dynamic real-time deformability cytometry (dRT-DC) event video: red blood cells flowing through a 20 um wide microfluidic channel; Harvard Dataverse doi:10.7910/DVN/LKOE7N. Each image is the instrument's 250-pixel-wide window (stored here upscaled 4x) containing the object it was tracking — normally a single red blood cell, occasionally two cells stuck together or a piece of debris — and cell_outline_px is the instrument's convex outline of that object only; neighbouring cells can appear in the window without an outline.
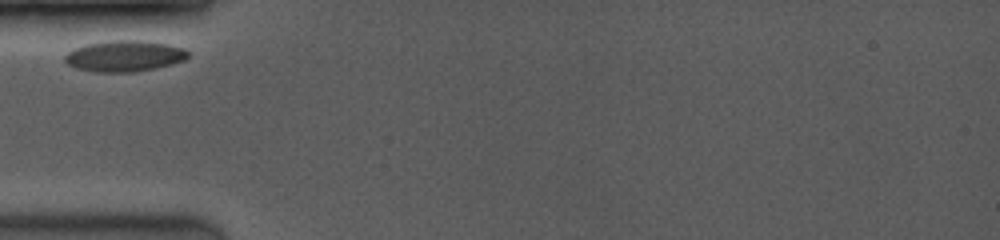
{"species": "common noctule bat (a hibernating species)", "species_latin": "Nyctalus noctula", "temperature_condition": "room temperature", "stored_images_in_passage": 19, "camera_frame_rate_fps": 3500, "um_per_image_px": 0.085, "animal": {"sex": "female", "body_mass_g": 19.0, "forearm_length_mm": 53.3}, "frame": {"image": 1, "passage_image": 1, "time_ms": 0.0, "image_size_px": [1000, 240], "cell_outline_px": [[188, 56], [184, 60], [172, 64], [156, 68], [136, 72], [92, 72], [76, 68], [68, 64], [64, 60], [64, 56], [72, 48], [84, 44], [112, 40], [140, 40], [168, 44], [184, 48], [188, 52]], "centroid_in_image_um": [10.55, 4.76], "position_along_channel_um": 74.5, "area_um2": 22.54}}
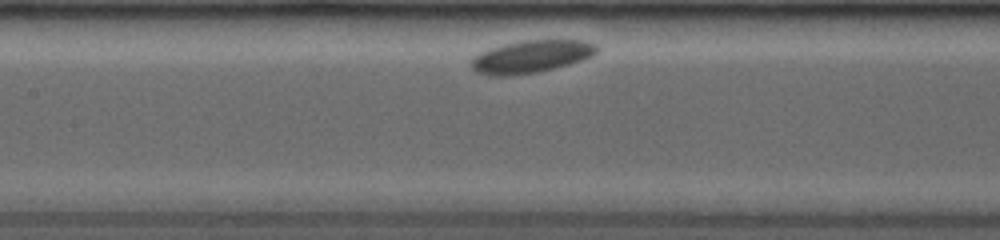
{"frame": {"image": 2, "passage_image": 6, "time_ms": 2.571, "image_size_px": [1000, 240], "cell_outline_px": [[600, 48], [592, 56], [568, 64], [540, 72], [512, 76], [488, 76], [476, 72], [472, 68], [472, 56], [488, 48], [504, 44], [524, 40], [584, 40], [596, 44]], "centroid_in_image_um": [45.12, 4.81], "position_along_channel_um": 162.3, "area_um2": 24.04}}
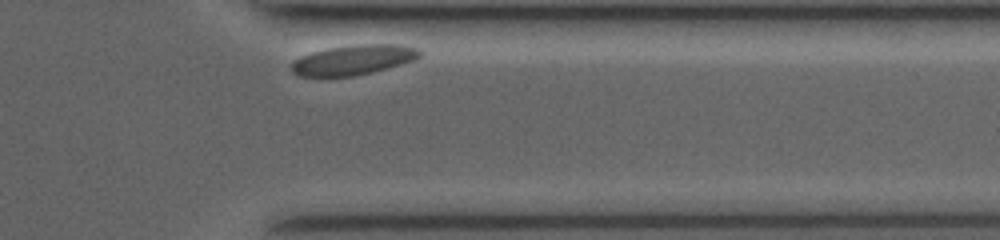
{"frame": {"image": 3, "passage_image": 19, "time_ms": 8.857, "image_size_px": [1000, 240], "cell_outline_px": [[424, 52], [416, 60], [372, 72], [356, 76], [300, 76], [292, 72], [292, 60], [300, 56], [312, 52], [328, 48], [356, 44], [400, 44], [420, 48]], "centroid_in_image_um": [30.09, 5.07], "position_along_channel_um": 381.3, "area_um2": 22.6}}